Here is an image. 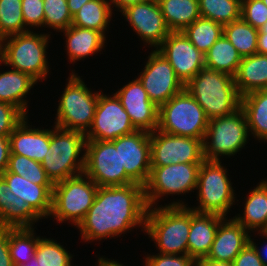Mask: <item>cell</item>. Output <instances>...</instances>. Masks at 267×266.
Returning <instances> with one entry per match:
<instances>
[{"label": "cell", "instance_id": "obj_11", "mask_svg": "<svg viewBox=\"0 0 267 266\" xmlns=\"http://www.w3.org/2000/svg\"><path fill=\"white\" fill-rule=\"evenodd\" d=\"M84 173L98 187L134 184L121 168L119 137L112 141H86Z\"/></svg>", "mask_w": 267, "mask_h": 266}, {"label": "cell", "instance_id": "obj_44", "mask_svg": "<svg viewBox=\"0 0 267 266\" xmlns=\"http://www.w3.org/2000/svg\"><path fill=\"white\" fill-rule=\"evenodd\" d=\"M144 266H196V260L189 255L161 254L147 255Z\"/></svg>", "mask_w": 267, "mask_h": 266}, {"label": "cell", "instance_id": "obj_51", "mask_svg": "<svg viewBox=\"0 0 267 266\" xmlns=\"http://www.w3.org/2000/svg\"><path fill=\"white\" fill-rule=\"evenodd\" d=\"M91 0H67V5L72 17L78 12L81 6Z\"/></svg>", "mask_w": 267, "mask_h": 266}, {"label": "cell", "instance_id": "obj_42", "mask_svg": "<svg viewBox=\"0 0 267 266\" xmlns=\"http://www.w3.org/2000/svg\"><path fill=\"white\" fill-rule=\"evenodd\" d=\"M24 117L14 105L0 101V136H9Z\"/></svg>", "mask_w": 267, "mask_h": 266}, {"label": "cell", "instance_id": "obj_22", "mask_svg": "<svg viewBox=\"0 0 267 266\" xmlns=\"http://www.w3.org/2000/svg\"><path fill=\"white\" fill-rule=\"evenodd\" d=\"M27 117H24L9 135L11 153L41 163L50 147V129H32Z\"/></svg>", "mask_w": 267, "mask_h": 266}, {"label": "cell", "instance_id": "obj_52", "mask_svg": "<svg viewBox=\"0 0 267 266\" xmlns=\"http://www.w3.org/2000/svg\"><path fill=\"white\" fill-rule=\"evenodd\" d=\"M147 0H110L111 4L116 8H118L119 11L123 10L125 7L135 4L144 2Z\"/></svg>", "mask_w": 267, "mask_h": 266}, {"label": "cell", "instance_id": "obj_46", "mask_svg": "<svg viewBox=\"0 0 267 266\" xmlns=\"http://www.w3.org/2000/svg\"><path fill=\"white\" fill-rule=\"evenodd\" d=\"M0 266H14L9 253L8 228H0Z\"/></svg>", "mask_w": 267, "mask_h": 266}, {"label": "cell", "instance_id": "obj_15", "mask_svg": "<svg viewBox=\"0 0 267 266\" xmlns=\"http://www.w3.org/2000/svg\"><path fill=\"white\" fill-rule=\"evenodd\" d=\"M143 69L138 79L150 100L158 107L185 89L171 64L156 49L148 56Z\"/></svg>", "mask_w": 267, "mask_h": 266}, {"label": "cell", "instance_id": "obj_35", "mask_svg": "<svg viewBox=\"0 0 267 266\" xmlns=\"http://www.w3.org/2000/svg\"><path fill=\"white\" fill-rule=\"evenodd\" d=\"M72 257L56 240L41 237L34 256L20 266H73Z\"/></svg>", "mask_w": 267, "mask_h": 266}, {"label": "cell", "instance_id": "obj_8", "mask_svg": "<svg viewBox=\"0 0 267 266\" xmlns=\"http://www.w3.org/2000/svg\"><path fill=\"white\" fill-rule=\"evenodd\" d=\"M248 133L241 107L230 115L210 119L203 140L204 160L220 161L221 156L237 154L247 144Z\"/></svg>", "mask_w": 267, "mask_h": 266}, {"label": "cell", "instance_id": "obj_30", "mask_svg": "<svg viewBox=\"0 0 267 266\" xmlns=\"http://www.w3.org/2000/svg\"><path fill=\"white\" fill-rule=\"evenodd\" d=\"M171 32H181L200 17L198 0H157Z\"/></svg>", "mask_w": 267, "mask_h": 266}, {"label": "cell", "instance_id": "obj_4", "mask_svg": "<svg viewBox=\"0 0 267 266\" xmlns=\"http://www.w3.org/2000/svg\"><path fill=\"white\" fill-rule=\"evenodd\" d=\"M53 128L50 129V147L41 164L47 177L55 184L84 173L87 140L84 133L55 125ZM80 154H83L82 157Z\"/></svg>", "mask_w": 267, "mask_h": 266}, {"label": "cell", "instance_id": "obj_23", "mask_svg": "<svg viewBox=\"0 0 267 266\" xmlns=\"http://www.w3.org/2000/svg\"><path fill=\"white\" fill-rule=\"evenodd\" d=\"M225 217L217 214L197 213L190 208L188 255L196 261L205 258L211 249L219 223Z\"/></svg>", "mask_w": 267, "mask_h": 266}, {"label": "cell", "instance_id": "obj_41", "mask_svg": "<svg viewBox=\"0 0 267 266\" xmlns=\"http://www.w3.org/2000/svg\"><path fill=\"white\" fill-rule=\"evenodd\" d=\"M241 18L259 29L267 22V6L262 0H241Z\"/></svg>", "mask_w": 267, "mask_h": 266}, {"label": "cell", "instance_id": "obj_26", "mask_svg": "<svg viewBox=\"0 0 267 266\" xmlns=\"http://www.w3.org/2000/svg\"><path fill=\"white\" fill-rule=\"evenodd\" d=\"M234 80L241 97L256 90L267 89V55L256 53L243 57Z\"/></svg>", "mask_w": 267, "mask_h": 266}, {"label": "cell", "instance_id": "obj_43", "mask_svg": "<svg viewBox=\"0 0 267 266\" xmlns=\"http://www.w3.org/2000/svg\"><path fill=\"white\" fill-rule=\"evenodd\" d=\"M25 27H44L43 0H21ZM28 26V27H27Z\"/></svg>", "mask_w": 267, "mask_h": 266}, {"label": "cell", "instance_id": "obj_21", "mask_svg": "<svg viewBox=\"0 0 267 266\" xmlns=\"http://www.w3.org/2000/svg\"><path fill=\"white\" fill-rule=\"evenodd\" d=\"M0 176L6 181L9 190L23 199L41 219L50 216L54 185L34 184L19 174L8 170Z\"/></svg>", "mask_w": 267, "mask_h": 266}, {"label": "cell", "instance_id": "obj_3", "mask_svg": "<svg viewBox=\"0 0 267 266\" xmlns=\"http://www.w3.org/2000/svg\"><path fill=\"white\" fill-rule=\"evenodd\" d=\"M185 89L209 120L230 115L241 107L234 77L216 70L204 67L185 84Z\"/></svg>", "mask_w": 267, "mask_h": 266}, {"label": "cell", "instance_id": "obj_48", "mask_svg": "<svg viewBox=\"0 0 267 266\" xmlns=\"http://www.w3.org/2000/svg\"><path fill=\"white\" fill-rule=\"evenodd\" d=\"M257 53L267 55V33H258Z\"/></svg>", "mask_w": 267, "mask_h": 266}, {"label": "cell", "instance_id": "obj_19", "mask_svg": "<svg viewBox=\"0 0 267 266\" xmlns=\"http://www.w3.org/2000/svg\"><path fill=\"white\" fill-rule=\"evenodd\" d=\"M128 113L136 130L154 132L158 127L159 107L153 103L138 78L114 93Z\"/></svg>", "mask_w": 267, "mask_h": 266}, {"label": "cell", "instance_id": "obj_50", "mask_svg": "<svg viewBox=\"0 0 267 266\" xmlns=\"http://www.w3.org/2000/svg\"><path fill=\"white\" fill-rule=\"evenodd\" d=\"M258 234L263 235V237H267V235L264 232H258ZM250 243L256 248V251L258 253V256L262 260L265 266H267V244L263 247V249H259L255 242H253V239H251L250 236Z\"/></svg>", "mask_w": 267, "mask_h": 266}, {"label": "cell", "instance_id": "obj_55", "mask_svg": "<svg viewBox=\"0 0 267 266\" xmlns=\"http://www.w3.org/2000/svg\"><path fill=\"white\" fill-rule=\"evenodd\" d=\"M258 33H267V22L258 29Z\"/></svg>", "mask_w": 267, "mask_h": 266}, {"label": "cell", "instance_id": "obj_31", "mask_svg": "<svg viewBox=\"0 0 267 266\" xmlns=\"http://www.w3.org/2000/svg\"><path fill=\"white\" fill-rule=\"evenodd\" d=\"M205 67L235 77L242 60V56L222 35L204 54Z\"/></svg>", "mask_w": 267, "mask_h": 266}, {"label": "cell", "instance_id": "obj_2", "mask_svg": "<svg viewBox=\"0 0 267 266\" xmlns=\"http://www.w3.org/2000/svg\"><path fill=\"white\" fill-rule=\"evenodd\" d=\"M182 201L148 208L145 232L161 254L188 255L190 207Z\"/></svg>", "mask_w": 267, "mask_h": 266}, {"label": "cell", "instance_id": "obj_27", "mask_svg": "<svg viewBox=\"0 0 267 266\" xmlns=\"http://www.w3.org/2000/svg\"><path fill=\"white\" fill-rule=\"evenodd\" d=\"M37 83L29 74L15 69L0 73V101L17 107L25 116L27 112L28 92Z\"/></svg>", "mask_w": 267, "mask_h": 266}, {"label": "cell", "instance_id": "obj_45", "mask_svg": "<svg viewBox=\"0 0 267 266\" xmlns=\"http://www.w3.org/2000/svg\"><path fill=\"white\" fill-rule=\"evenodd\" d=\"M233 266H265L256 248L249 242L232 262Z\"/></svg>", "mask_w": 267, "mask_h": 266}, {"label": "cell", "instance_id": "obj_37", "mask_svg": "<svg viewBox=\"0 0 267 266\" xmlns=\"http://www.w3.org/2000/svg\"><path fill=\"white\" fill-rule=\"evenodd\" d=\"M200 16L223 26L241 18V0H198Z\"/></svg>", "mask_w": 267, "mask_h": 266}, {"label": "cell", "instance_id": "obj_56", "mask_svg": "<svg viewBox=\"0 0 267 266\" xmlns=\"http://www.w3.org/2000/svg\"><path fill=\"white\" fill-rule=\"evenodd\" d=\"M262 1L267 6V0H262Z\"/></svg>", "mask_w": 267, "mask_h": 266}, {"label": "cell", "instance_id": "obj_47", "mask_svg": "<svg viewBox=\"0 0 267 266\" xmlns=\"http://www.w3.org/2000/svg\"><path fill=\"white\" fill-rule=\"evenodd\" d=\"M10 154L9 136H0V175L8 168Z\"/></svg>", "mask_w": 267, "mask_h": 266}, {"label": "cell", "instance_id": "obj_20", "mask_svg": "<svg viewBox=\"0 0 267 266\" xmlns=\"http://www.w3.org/2000/svg\"><path fill=\"white\" fill-rule=\"evenodd\" d=\"M248 232L234 218L219 223L215 239L207 256L202 259L233 262L241 250L250 242Z\"/></svg>", "mask_w": 267, "mask_h": 266}, {"label": "cell", "instance_id": "obj_7", "mask_svg": "<svg viewBox=\"0 0 267 266\" xmlns=\"http://www.w3.org/2000/svg\"><path fill=\"white\" fill-rule=\"evenodd\" d=\"M97 190L85 173L55 183L50 217L57 223L69 220L77 227L93 205Z\"/></svg>", "mask_w": 267, "mask_h": 266}, {"label": "cell", "instance_id": "obj_32", "mask_svg": "<svg viewBox=\"0 0 267 266\" xmlns=\"http://www.w3.org/2000/svg\"><path fill=\"white\" fill-rule=\"evenodd\" d=\"M111 6L108 0L88 1L73 16L71 25L97 30L105 36L114 8Z\"/></svg>", "mask_w": 267, "mask_h": 266}, {"label": "cell", "instance_id": "obj_33", "mask_svg": "<svg viewBox=\"0 0 267 266\" xmlns=\"http://www.w3.org/2000/svg\"><path fill=\"white\" fill-rule=\"evenodd\" d=\"M34 228H8L9 253L14 266L29 261L35 254L40 239Z\"/></svg>", "mask_w": 267, "mask_h": 266}, {"label": "cell", "instance_id": "obj_40", "mask_svg": "<svg viewBox=\"0 0 267 266\" xmlns=\"http://www.w3.org/2000/svg\"><path fill=\"white\" fill-rule=\"evenodd\" d=\"M44 27L60 32L72 24L67 0H43Z\"/></svg>", "mask_w": 267, "mask_h": 266}, {"label": "cell", "instance_id": "obj_28", "mask_svg": "<svg viewBox=\"0 0 267 266\" xmlns=\"http://www.w3.org/2000/svg\"><path fill=\"white\" fill-rule=\"evenodd\" d=\"M244 213L233 217L248 232L257 230L264 232L267 229V179L251 190L246 197ZM250 230V231H249Z\"/></svg>", "mask_w": 267, "mask_h": 266}, {"label": "cell", "instance_id": "obj_29", "mask_svg": "<svg viewBox=\"0 0 267 266\" xmlns=\"http://www.w3.org/2000/svg\"><path fill=\"white\" fill-rule=\"evenodd\" d=\"M251 135L267 142V89L256 90L241 97Z\"/></svg>", "mask_w": 267, "mask_h": 266}, {"label": "cell", "instance_id": "obj_10", "mask_svg": "<svg viewBox=\"0 0 267 266\" xmlns=\"http://www.w3.org/2000/svg\"><path fill=\"white\" fill-rule=\"evenodd\" d=\"M49 34L27 32L6 37L5 66L29 74L37 82L49 72L46 49Z\"/></svg>", "mask_w": 267, "mask_h": 266}, {"label": "cell", "instance_id": "obj_13", "mask_svg": "<svg viewBox=\"0 0 267 266\" xmlns=\"http://www.w3.org/2000/svg\"><path fill=\"white\" fill-rule=\"evenodd\" d=\"M150 144L151 166L204 161L201 139L173 135L156 129L150 133Z\"/></svg>", "mask_w": 267, "mask_h": 266}, {"label": "cell", "instance_id": "obj_49", "mask_svg": "<svg viewBox=\"0 0 267 266\" xmlns=\"http://www.w3.org/2000/svg\"><path fill=\"white\" fill-rule=\"evenodd\" d=\"M196 266H233V265L231 262L199 259L196 261Z\"/></svg>", "mask_w": 267, "mask_h": 266}, {"label": "cell", "instance_id": "obj_16", "mask_svg": "<svg viewBox=\"0 0 267 266\" xmlns=\"http://www.w3.org/2000/svg\"><path fill=\"white\" fill-rule=\"evenodd\" d=\"M120 12L133 28V31L149 47L153 46L157 49L171 32L157 0L131 4Z\"/></svg>", "mask_w": 267, "mask_h": 266}, {"label": "cell", "instance_id": "obj_24", "mask_svg": "<svg viewBox=\"0 0 267 266\" xmlns=\"http://www.w3.org/2000/svg\"><path fill=\"white\" fill-rule=\"evenodd\" d=\"M39 219L23 199L9 190L0 176V228H33Z\"/></svg>", "mask_w": 267, "mask_h": 266}, {"label": "cell", "instance_id": "obj_5", "mask_svg": "<svg viewBox=\"0 0 267 266\" xmlns=\"http://www.w3.org/2000/svg\"><path fill=\"white\" fill-rule=\"evenodd\" d=\"M209 119L199 103L184 89L159 106L157 130L204 140Z\"/></svg>", "mask_w": 267, "mask_h": 266}, {"label": "cell", "instance_id": "obj_39", "mask_svg": "<svg viewBox=\"0 0 267 266\" xmlns=\"http://www.w3.org/2000/svg\"><path fill=\"white\" fill-rule=\"evenodd\" d=\"M7 170L30 180L38 185H54L47 177L40 162L23 155L10 154Z\"/></svg>", "mask_w": 267, "mask_h": 266}, {"label": "cell", "instance_id": "obj_14", "mask_svg": "<svg viewBox=\"0 0 267 266\" xmlns=\"http://www.w3.org/2000/svg\"><path fill=\"white\" fill-rule=\"evenodd\" d=\"M135 131L128 113L117 96L115 94L109 96L101 91L92 125L85 134L86 140L112 141Z\"/></svg>", "mask_w": 267, "mask_h": 266}, {"label": "cell", "instance_id": "obj_9", "mask_svg": "<svg viewBox=\"0 0 267 266\" xmlns=\"http://www.w3.org/2000/svg\"><path fill=\"white\" fill-rule=\"evenodd\" d=\"M220 161L204 160L200 164L196 190L199 205L191 208L197 213L227 216L235 203V193L228 179L227 169Z\"/></svg>", "mask_w": 267, "mask_h": 266}, {"label": "cell", "instance_id": "obj_12", "mask_svg": "<svg viewBox=\"0 0 267 266\" xmlns=\"http://www.w3.org/2000/svg\"><path fill=\"white\" fill-rule=\"evenodd\" d=\"M201 163H177L167 166H151L150 176L144 186L148 208L164 195L185 194L196 189Z\"/></svg>", "mask_w": 267, "mask_h": 266}, {"label": "cell", "instance_id": "obj_38", "mask_svg": "<svg viewBox=\"0 0 267 266\" xmlns=\"http://www.w3.org/2000/svg\"><path fill=\"white\" fill-rule=\"evenodd\" d=\"M27 31L21 0H0V34L8 37Z\"/></svg>", "mask_w": 267, "mask_h": 266}, {"label": "cell", "instance_id": "obj_36", "mask_svg": "<svg viewBox=\"0 0 267 266\" xmlns=\"http://www.w3.org/2000/svg\"><path fill=\"white\" fill-rule=\"evenodd\" d=\"M223 27L222 24L200 16L182 32L199 51L205 54L223 35Z\"/></svg>", "mask_w": 267, "mask_h": 266}, {"label": "cell", "instance_id": "obj_53", "mask_svg": "<svg viewBox=\"0 0 267 266\" xmlns=\"http://www.w3.org/2000/svg\"><path fill=\"white\" fill-rule=\"evenodd\" d=\"M97 264H98L97 266H123V264L118 263L117 261H114V259L110 260L108 258L106 259V257L98 258Z\"/></svg>", "mask_w": 267, "mask_h": 266}, {"label": "cell", "instance_id": "obj_25", "mask_svg": "<svg viewBox=\"0 0 267 266\" xmlns=\"http://www.w3.org/2000/svg\"><path fill=\"white\" fill-rule=\"evenodd\" d=\"M66 36V48L70 62L94 55L105 47L106 36L100 31L70 25L66 30L61 31Z\"/></svg>", "mask_w": 267, "mask_h": 266}, {"label": "cell", "instance_id": "obj_34", "mask_svg": "<svg viewBox=\"0 0 267 266\" xmlns=\"http://www.w3.org/2000/svg\"><path fill=\"white\" fill-rule=\"evenodd\" d=\"M223 35L243 57L257 53L258 29L253 28L242 18L224 25Z\"/></svg>", "mask_w": 267, "mask_h": 266}, {"label": "cell", "instance_id": "obj_1", "mask_svg": "<svg viewBox=\"0 0 267 266\" xmlns=\"http://www.w3.org/2000/svg\"><path fill=\"white\" fill-rule=\"evenodd\" d=\"M147 211L140 184L98 187L93 205L77 228L85 242L118 237L137 225L145 231Z\"/></svg>", "mask_w": 267, "mask_h": 266}, {"label": "cell", "instance_id": "obj_18", "mask_svg": "<svg viewBox=\"0 0 267 266\" xmlns=\"http://www.w3.org/2000/svg\"><path fill=\"white\" fill-rule=\"evenodd\" d=\"M119 150L121 168L134 183L144 187L151 171L150 133L136 130L119 137Z\"/></svg>", "mask_w": 267, "mask_h": 266}, {"label": "cell", "instance_id": "obj_54", "mask_svg": "<svg viewBox=\"0 0 267 266\" xmlns=\"http://www.w3.org/2000/svg\"><path fill=\"white\" fill-rule=\"evenodd\" d=\"M6 37L0 34V63L5 64Z\"/></svg>", "mask_w": 267, "mask_h": 266}, {"label": "cell", "instance_id": "obj_17", "mask_svg": "<svg viewBox=\"0 0 267 266\" xmlns=\"http://www.w3.org/2000/svg\"><path fill=\"white\" fill-rule=\"evenodd\" d=\"M171 64L176 76L185 85L205 67L204 54L181 32H170L156 49Z\"/></svg>", "mask_w": 267, "mask_h": 266}, {"label": "cell", "instance_id": "obj_6", "mask_svg": "<svg viewBox=\"0 0 267 266\" xmlns=\"http://www.w3.org/2000/svg\"><path fill=\"white\" fill-rule=\"evenodd\" d=\"M58 101L55 126L86 134L92 125L99 93L87 88L78 73H70Z\"/></svg>", "mask_w": 267, "mask_h": 266}]
</instances>
